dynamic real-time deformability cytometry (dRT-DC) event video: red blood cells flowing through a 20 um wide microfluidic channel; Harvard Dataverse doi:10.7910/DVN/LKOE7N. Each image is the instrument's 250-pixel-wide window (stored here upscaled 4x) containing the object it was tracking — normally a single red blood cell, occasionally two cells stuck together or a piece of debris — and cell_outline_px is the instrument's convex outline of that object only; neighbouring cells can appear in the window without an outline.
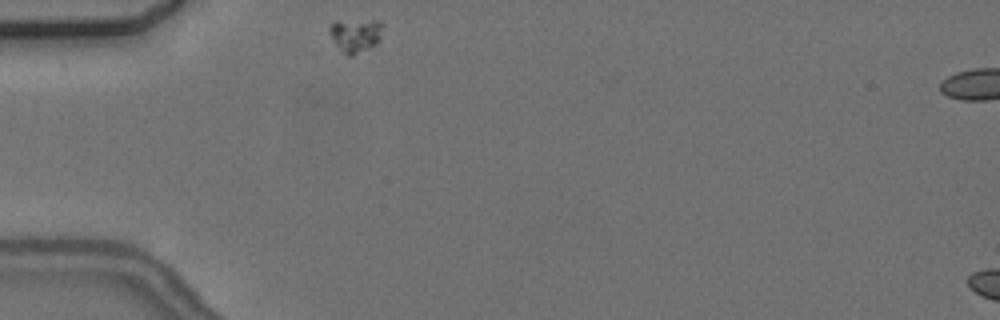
{"species": "common noctule bat (a hibernating species)", "species_latin": "Nyctalus noctula", "temperature_condition": "cold", "stored_images_in_passage": 3, "camera_frame_rate_fps": 3000, "um_per_image_px": 0.085, "animal": {"sex": "female", "body_mass_g": 24.6, "forearm_length_mm": 56.2}, "frame": {"image": 1, "passage_image": 1, "time_ms": 0.0, "image_size_px": [1000, 320], "cell_outline_px": [[384, 24], [380, 40], [376, 44], [352, 56], [348, 56], [344, 52], [332, 36], [328, 28], [336, 20], [380, 20]], "centroid_in_image_um": [30.29, 2.94], "position_along_channel_um": 54.7, "area_um2": 10.35}}
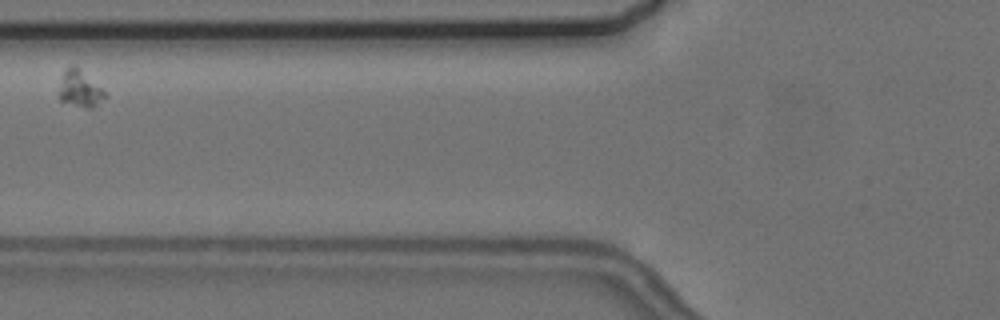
{"frame": {"image": 2, "passage_image": 3, "time_ms": 2.333, "image_size_px": [1000, 320], "cell_outline_px": [[108, 96], [92, 108], [88, 108], [60, 100], [60, 88], [64, 68], [72, 64], [76, 64], [108, 92]], "centroid_in_image_um": [6.86, 7.49], "position_along_channel_um": 118.9, "area_um2": 10.0}}